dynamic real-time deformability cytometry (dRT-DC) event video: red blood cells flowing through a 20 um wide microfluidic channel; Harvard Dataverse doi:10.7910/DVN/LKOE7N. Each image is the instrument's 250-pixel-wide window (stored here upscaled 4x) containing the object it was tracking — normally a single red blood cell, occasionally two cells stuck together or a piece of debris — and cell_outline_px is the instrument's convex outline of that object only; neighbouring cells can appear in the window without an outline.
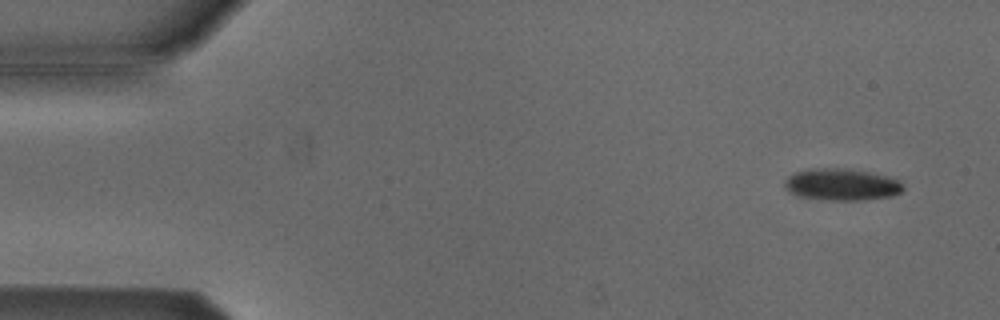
{"species": "Egyptian fruit bat (a non-hibernating species)", "species_latin": "Rousettus aegyptiacus", "temperature_condition": "cold", "stored_images_in_passage": 52, "camera_frame_rate_fps": 3000, "um_per_image_px": 0.085, "animal": {"sex": "male"}, "frame": {"image": 1, "passage_image": 2, "time_ms": 0.333, "image_size_px": [1000, 320], "cell_outline_px": [[904, 188], [900, 192], [892, 196], [864, 200], [828, 200], [796, 196], [788, 192], [784, 188], [784, 180], [788, 176], [796, 172], [824, 168], [836, 168], [868, 172], [884, 176], [896, 180], [904, 184]], "centroid_in_image_um": [71.5, 15.71], "position_along_channel_um": 13.5, "area_um2": 21.73}}
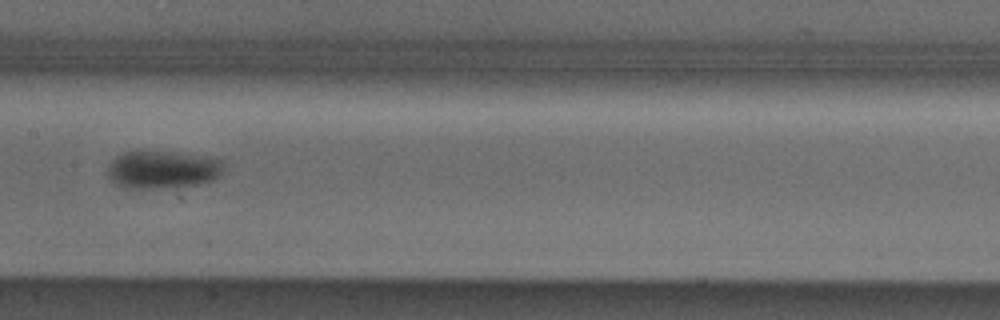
{"frame": {"image": 2, "passage_image": 25, "time_ms": 8.0, "image_size_px": [1000, 320], "cell_outline_px": [[224, 164], [220, 176], [212, 180], [196, 184], [176, 188], [124, 188], [112, 180], [108, 176], [108, 164], [112, 160], [124, 152], [160, 152], [220, 160]], "centroid_in_image_um": [13.77, 14.46], "position_along_channel_um": 193.6, "area_um2": 24.8}}
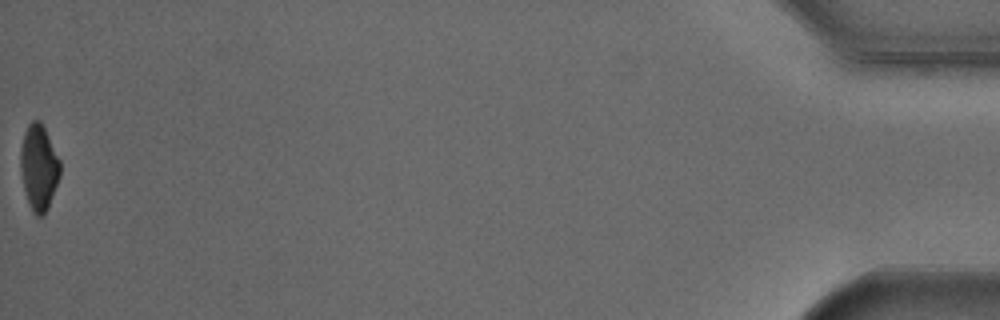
{"frame": {"image": 3, "passage_image": 52, "time_ms": 17.0, "image_size_px": [1000, 320], "cell_outline_px": [[60, 176], [48, 208], [44, 216], [36, 216], [32, 212], [28, 204], [24, 188], [20, 168], [20, 152], [24, 132], [28, 124], [32, 120], [40, 120], [60, 160]], "centroid_in_image_um": [3.29, 14.25], "position_along_channel_um": 431.9, "area_um2": 19.77}, "authors_computed_cell_mechanics": {"area_um2": 22.7443, "velocity_mm_per_s": 3.8252, "shape_relaxation_time_tau1_ms": 2.0225, "shape_relaxation_time_tau2_ms": null, "deformation_change_tau1": 0.0819, "deformation_change_tau2": null}}